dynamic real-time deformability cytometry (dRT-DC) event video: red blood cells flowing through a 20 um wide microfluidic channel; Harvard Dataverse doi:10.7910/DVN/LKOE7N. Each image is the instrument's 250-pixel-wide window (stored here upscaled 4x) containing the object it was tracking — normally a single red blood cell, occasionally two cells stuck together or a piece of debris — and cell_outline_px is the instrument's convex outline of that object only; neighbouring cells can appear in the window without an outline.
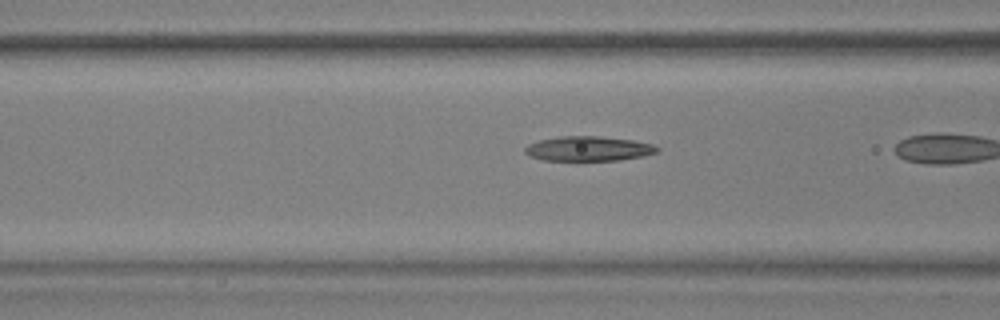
{"species": "common noctule bat (a hibernating species)", "species_latin": "Nyctalus noctula", "temperature_condition": "warm", "stored_images_in_passage": 8, "camera_frame_rate_fps": 3000, "um_per_image_px": 0.085, "animal": {"sex": "male", "body_mass_g": 17.9, "forearm_length_mm": 54.2}, "frame": {"image": 1, "passage_image": 6, "time_ms": 1.667, "image_size_px": [1000, 320], "cell_outline_px": [[660, 148], [656, 152], [644, 156], [620, 160], [544, 160], [528, 156], [524, 152], [524, 148], [528, 144], [540, 140], [560, 136], [600, 136], [632, 140], [652, 144]], "centroid_in_image_um": [50.0, 12.63], "position_along_channel_um": 116.6, "area_um2": 19.02}}